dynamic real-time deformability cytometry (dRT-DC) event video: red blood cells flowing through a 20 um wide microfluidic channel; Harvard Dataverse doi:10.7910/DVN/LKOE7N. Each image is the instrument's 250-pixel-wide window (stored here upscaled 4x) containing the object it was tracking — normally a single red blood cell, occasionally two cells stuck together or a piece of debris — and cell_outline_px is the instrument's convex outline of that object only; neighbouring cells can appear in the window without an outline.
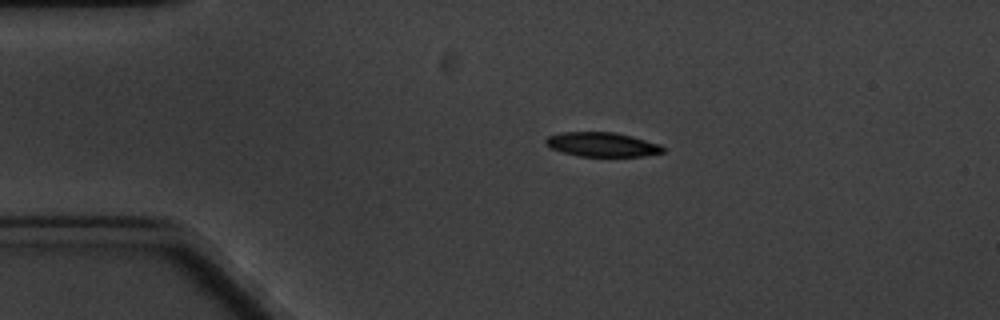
{"species": "common noctule bat (a hibernating species)", "species_latin": "Nyctalus noctula", "temperature_condition": "cold", "stored_images_in_passage": 7, "camera_frame_rate_fps": 3000, "um_per_image_px": 0.085, "animal": {"sex": "male", "body_mass_g": 20.1, "forearm_length_mm": 53.5}, "frame": {"image": 1, "passage_image": 3, "time_ms": 2.333, "image_size_px": [1000, 320], "cell_outline_px": [[664, 152], [644, 156], [580, 156], [560, 152], [544, 144], [544, 140], [548, 136], [560, 132], [616, 132], [632, 136], [660, 144], [664, 148]], "centroid_in_image_um": [51.15, 12.28], "position_along_channel_um": 33.8, "area_um2": 16.7}}
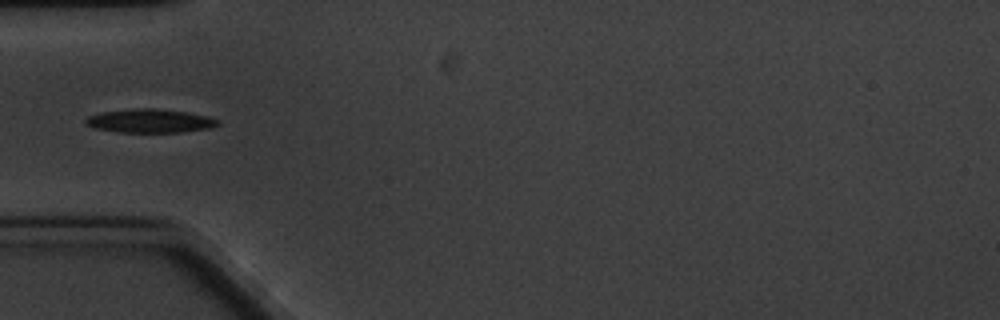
{"frame": {"image": 2, "passage_image": 5, "time_ms": 4.667, "image_size_px": [1000, 320], "cell_outline_px": [[220, 124], [212, 128], [180, 132], [120, 132], [92, 128], [84, 124], [84, 120], [88, 116], [104, 112], [132, 108], [156, 108], [188, 112], [208, 116], [220, 120]], "centroid_in_image_um": [12.76, 10.27], "position_along_channel_um": 72.2, "area_um2": 18.44}}